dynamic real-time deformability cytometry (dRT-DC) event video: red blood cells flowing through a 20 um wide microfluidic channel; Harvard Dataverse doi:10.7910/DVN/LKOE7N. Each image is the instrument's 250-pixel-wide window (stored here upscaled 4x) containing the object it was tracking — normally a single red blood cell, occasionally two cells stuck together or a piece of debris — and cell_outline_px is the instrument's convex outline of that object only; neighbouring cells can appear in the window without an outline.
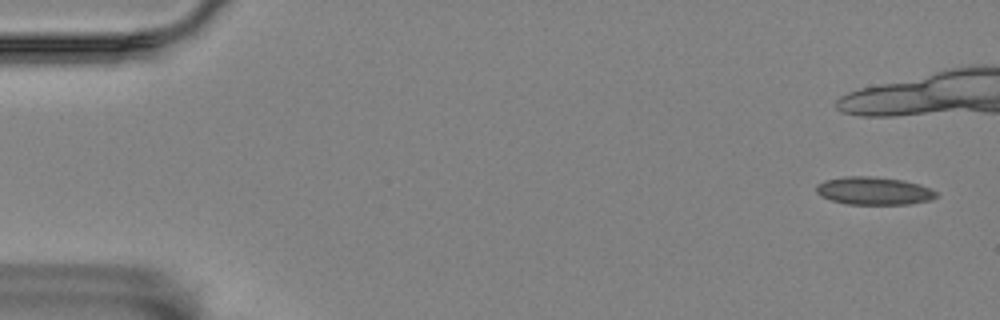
{"species": "Egyptian fruit bat (a non-hibernating species)", "species_latin": "Rousettus aegyptiacus", "temperature_condition": "room temperature", "stored_images_in_passage": 16, "camera_frame_rate_fps": 3000, "um_per_image_px": 0.085, "animal": {"sex": "female"}, "frame": {"image": 1, "passage_image": 3, "time_ms": 0.667, "image_size_px": [1000, 320], "cell_outline_px": [[936, 196], [932, 200], [908, 204], [848, 204], [832, 200], [816, 192], [816, 184], [824, 180], [844, 176], [872, 176], [904, 180], [920, 184], [936, 192]], "centroid_in_image_um": [74.27, 16.21], "position_along_channel_um": 10.7, "area_um2": 19.42}}